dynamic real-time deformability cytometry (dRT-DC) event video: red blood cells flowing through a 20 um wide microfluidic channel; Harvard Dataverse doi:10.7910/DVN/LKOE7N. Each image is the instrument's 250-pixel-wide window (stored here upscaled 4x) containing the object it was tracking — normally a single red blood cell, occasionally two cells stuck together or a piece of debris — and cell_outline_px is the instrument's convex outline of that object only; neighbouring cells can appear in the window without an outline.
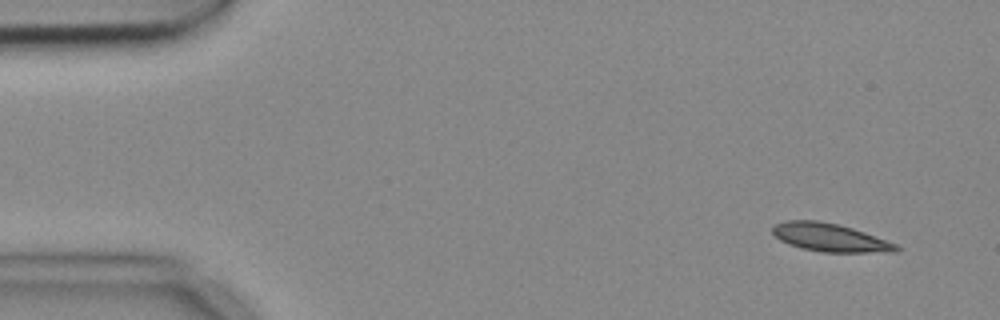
{"species": "common noctule bat (a hibernating species)", "species_latin": "Nyctalus noctula", "temperature_condition": "cold", "stored_images_in_passage": 4, "camera_frame_rate_fps": 3000, "um_per_image_px": 0.085, "animal": {"sex": "female", "body_mass_g": 18.4}, "frame": {"image": 1, "passage_image": 1, "time_ms": 0.0, "image_size_px": [1000, 320], "cell_outline_px": [[900, 248], [896, 252], [820, 252], [800, 248], [788, 244], [772, 236], [772, 228], [776, 224], [784, 220], [820, 220], [852, 228], [864, 232], [896, 244]], "centroid_in_image_um": [70.48, 20.19], "position_along_channel_um": 14.5, "area_um2": 20.35}}
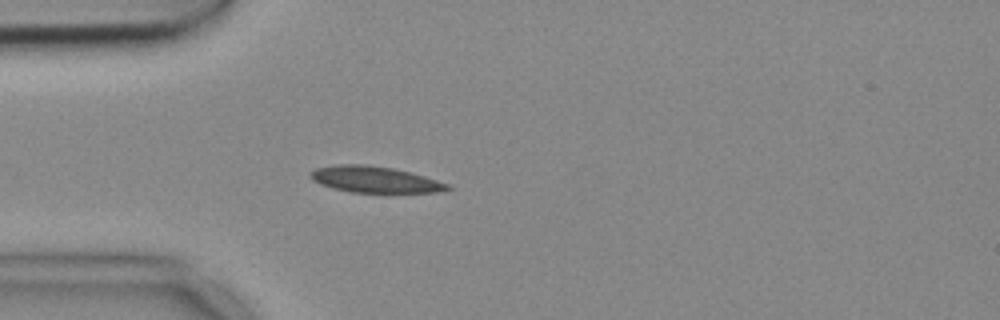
{"frame": {"image": 2, "passage_image": 4, "time_ms": 1.0, "image_size_px": [1000, 320], "cell_outline_px": [[452, 188], [436, 192], [388, 196], [352, 192], [332, 188], [320, 184], [312, 180], [308, 176], [308, 172], [316, 168], [336, 164], [368, 164], [392, 168], [424, 176], [448, 184]], "centroid_in_image_um": [31.86, 15.31], "position_along_channel_um": 53.1, "area_um2": 22.08}}